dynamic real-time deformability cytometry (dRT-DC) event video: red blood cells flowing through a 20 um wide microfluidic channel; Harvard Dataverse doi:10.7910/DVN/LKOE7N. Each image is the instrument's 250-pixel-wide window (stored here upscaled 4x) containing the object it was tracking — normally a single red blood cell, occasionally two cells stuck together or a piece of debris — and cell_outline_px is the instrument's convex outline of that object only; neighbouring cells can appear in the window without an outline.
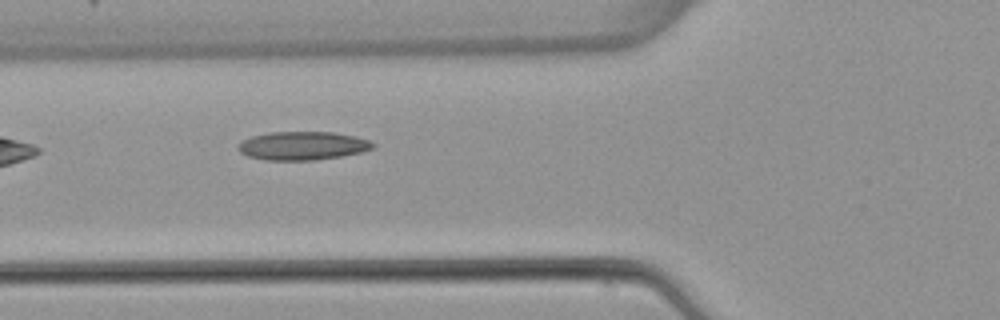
{"species": "common noctule bat (a hibernating species)", "species_latin": "Nyctalus noctula", "temperature_condition": "warm", "stored_images_in_passage": 4, "camera_frame_rate_fps": 3000, "um_per_image_px": 0.085, "animal": {"sex": "female", "body_mass_g": 22.7, "forearm_length_mm": 54.2}, "frame": {"image": 1, "passage_image": 4, "time_ms": 5.333, "image_size_px": [1000, 320], "cell_outline_px": [[376, 144], [372, 148], [360, 152], [340, 156], [316, 160], [264, 160], [248, 156], [240, 152], [236, 148], [244, 140], [252, 136], [272, 132], [332, 132], [356, 136], [368, 140]], "centroid_in_image_um": [25.72, 12.39], "position_along_channel_um": 100.1, "area_um2": 22.2}}